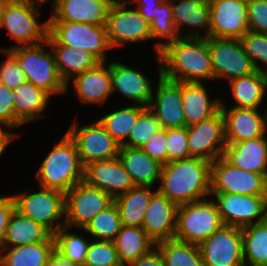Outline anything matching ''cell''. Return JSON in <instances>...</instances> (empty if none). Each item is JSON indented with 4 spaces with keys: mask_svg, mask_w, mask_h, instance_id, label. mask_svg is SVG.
Instances as JSON below:
<instances>
[{
    "mask_svg": "<svg viewBox=\"0 0 267 266\" xmlns=\"http://www.w3.org/2000/svg\"><path fill=\"white\" fill-rule=\"evenodd\" d=\"M84 181L92 187L105 191L113 198L135 187L118 157L86 165Z\"/></svg>",
    "mask_w": 267,
    "mask_h": 266,
    "instance_id": "44dd1931",
    "label": "cell"
},
{
    "mask_svg": "<svg viewBox=\"0 0 267 266\" xmlns=\"http://www.w3.org/2000/svg\"><path fill=\"white\" fill-rule=\"evenodd\" d=\"M114 198L105 191L88 185L84 180L65 193V226L83 230Z\"/></svg>",
    "mask_w": 267,
    "mask_h": 266,
    "instance_id": "9c48e42d",
    "label": "cell"
},
{
    "mask_svg": "<svg viewBox=\"0 0 267 266\" xmlns=\"http://www.w3.org/2000/svg\"><path fill=\"white\" fill-rule=\"evenodd\" d=\"M110 62L112 93L117 90L134 104L148 107L154 86L150 77L147 78L146 74L133 66L117 61Z\"/></svg>",
    "mask_w": 267,
    "mask_h": 266,
    "instance_id": "ffe728a7",
    "label": "cell"
},
{
    "mask_svg": "<svg viewBox=\"0 0 267 266\" xmlns=\"http://www.w3.org/2000/svg\"><path fill=\"white\" fill-rule=\"evenodd\" d=\"M209 37L240 39L247 28V0H208Z\"/></svg>",
    "mask_w": 267,
    "mask_h": 266,
    "instance_id": "ac0fdd59",
    "label": "cell"
},
{
    "mask_svg": "<svg viewBox=\"0 0 267 266\" xmlns=\"http://www.w3.org/2000/svg\"><path fill=\"white\" fill-rule=\"evenodd\" d=\"M162 129L157 117L147 108L139 117L123 146L142 148Z\"/></svg>",
    "mask_w": 267,
    "mask_h": 266,
    "instance_id": "b9f144b4",
    "label": "cell"
},
{
    "mask_svg": "<svg viewBox=\"0 0 267 266\" xmlns=\"http://www.w3.org/2000/svg\"><path fill=\"white\" fill-rule=\"evenodd\" d=\"M210 193L267 195V177L235 167L222 156L211 162Z\"/></svg>",
    "mask_w": 267,
    "mask_h": 266,
    "instance_id": "8fae6325",
    "label": "cell"
},
{
    "mask_svg": "<svg viewBox=\"0 0 267 266\" xmlns=\"http://www.w3.org/2000/svg\"><path fill=\"white\" fill-rule=\"evenodd\" d=\"M38 185L67 193L76 183L84 180L75 142L67 133L46 154L36 171Z\"/></svg>",
    "mask_w": 267,
    "mask_h": 266,
    "instance_id": "3957f363",
    "label": "cell"
},
{
    "mask_svg": "<svg viewBox=\"0 0 267 266\" xmlns=\"http://www.w3.org/2000/svg\"><path fill=\"white\" fill-rule=\"evenodd\" d=\"M36 242H55V239L47 228L15 209L0 248H13Z\"/></svg>",
    "mask_w": 267,
    "mask_h": 266,
    "instance_id": "f1b7e54d",
    "label": "cell"
},
{
    "mask_svg": "<svg viewBox=\"0 0 267 266\" xmlns=\"http://www.w3.org/2000/svg\"><path fill=\"white\" fill-rule=\"evenodd\" d=\"M54 251L55 242L0 248V266H47Z\"/></svg>",
    "mask_w": 267,
    "mask_h": 266,
    "instance_id": "836d02e7",
    "label": "cell"
},
{
    "mask_svg": "<svg viewBox=\"0 0 267 266\" xmlns=\"http://www.w3.org/2000/svg\"><path fill=\"white\" fill-rule=\"evenodd\" d=\"M66 133L75 142L83 167L91 162L115 159L118 156L120 145L97 119L82 127L74 121Z\"/></svg>",
    "mask_w": 267,
    "mask_h": 266,
    "instance_id": "7c38bea8",
    "label": "cell"
},
{
    "mask_svg": "<svg viewBox=\"0 0 267 266\" xmlns=\"http://www.w3.org/2000/svg\"><path fill=\"white\" fill-rule=\"evenodd\" d=\"M47 266H78L68 259H65L60 253L56 250L51 254Z\"/></svg>",
    "mask_w": 267,
    "mask_h": 266,
    "instance_id": "11a10c76",
    "label": "cell"
},
{
    "mask_svg": "<svg viewBox=\"0 0 267 266\" xmlns=\"http://www.w3.org/2000/svg\"><path fill=\"white\" fill-rule=\"evenodd\" d=\"M204 83L182 82L186 127L210 118L220 110L221 97L210 99Z\"/></svg>",
    "mask_w": 267,
    "mask_h": 266,
    "instance_id": "83f0119b",
    "label": "cell"
},
{
    "mask_svg": "<svg viewBox=\"0 0 267 266\" xmlns=\"http://www.w3.org/2000/svg\"><path fill=\"white\" fill-rule=\"evenodd\" d=\"M158 64V83L156 92L153 91L150 111L157 117L164 129L186 127V117L182 101V82H173L161 76V62L159 55L156 57ZM155 97V98H154Z\"/></svg>",
    "mask_w": 267,
    "mask_h": 266,
    "instance_id": "2e32d148",
    "label": "cell"
},
{
    "mask_svg": "<svg viewBox=\"0 0 267 266\" xmlns=\"http://www.w3.org/2000/svg\"><path fill=\"white\" fill-rule=\"evenodd\" d=\"M49 46L79 48L93 54L100 62H107L106 52L112 49L105 25L67 21H48ZM107 50V51H106Z\"/></svg>",
    "mask_w": 267,
    "mask_h": 266,
    "instance_id": "8992f818",
    "label": "cell"
},
{
    "mask_svg": "<svg viewBox=\"0 0 267 266\" xmlns=\"http://www.w3.org/2000/svg\"><path fill=\"white\" fill-rule=\"evenodd\" d=\"M117 157L134 186L153 187L159 182L163 164L151 158L142 148L120 146Z\"/></svg>",
    "mask_w": 267,
    "mask_h": 266,
    "instance_id": "4316f807",
    "label": "cell"
},
{
    "mask_svg": "<svg viewBox=\"0 0 267 266\" xmlns=\"http://www.w3.org/2000/svg\"><path fill=\"white\" fill-rule=\"evenodd\" d=\"M48 21L106 25L110 6L100 0H52Z\"/></svg>",
    "mask_w": 267,
    "mask_h": 266,
    "instance_id": "cb8c5ba5",
    "label": "cell"
},
{
    "mask_svg": "<svg viewBox=\"0 0 267 266\" xmlns=\"http://www.w3.org/2000/svg\"><path fill=\"white\" fill-rule=\"evenodd\" d=\"M148 107L142 105H130L121 107L113 112L103 115L97 119L104 129L112 136V138L120 145L123 146L128 139L131 129L138 120V117Z\"/></svg>",
    "mask_w": 267,
    "mask_h": 266,
    "instance_id": "d590c367",
    "label": "cell"
},
{
    "mask_svg": "<svg viewBox=\"0 0 267 266\" xmlns=\"http://www.w3.org/2000/svg\"><path fill=\"white\" fill-rule=\"evenodd\" d=\"M223 226L213 199L204 198L178 206L174 239L199 246Z\"/></svg>",
    "mask_w": 267,
    "mask_h": 266,
    "instance_id": "52a82bcc",
    "label": "cell"
},
{
    "mask_svg": "<svg viewBox=\"0 0 267 266\" xmlns=\"http://www.w3.org/2000/svg\"><path fill=\"white\" fill-rule=\"evenodd\" d=\"M220 110L225 119L226 143H237L262 137L267 133V109L235 108L226 106L221 99Z\"/></svg>",
    "mask_w": 267,
    "mask_h": 266,
    "instance_id": "d6986e66",
    "label": "cell"
},
{
    "mask_svg": "<svg viewBox=\"0 0 267 266\" xmlns=\"http://www.w3.org/2000/svg\"><path fill=\"white\" fill-rule=\"evenodd\" d=\"M127 4L129 2L124 1L109 8L105 26L112 49L124 44L152 40L150 23L136 8L128 9Z\"/></svg>",
    "mask_w": 267,
    "mask_h": 266,
    "instance_id": "4fadbf2b",
    "label": "cell"
},
{
    "mask_svg": "<svg viewBox=\"0 0 267 266\" xmlns=\"http://www.w3.org/2000/svg\"><path fill=\"white\" fill-rule=\"evenodd\" d=\"M167 129H160L143 147L142 150L161 164L167 163Z\"/></svg>",
    "mask_w": 267,
    "mask_h": 266,
    "instance_id": "681fc988",
    "label": "cell"
},
{
    "mask_svg": "<svg viewBox=\"0 0 267 266\" xmlns=\"http://www.w3.org/2000/svg\"><path fill=\"white\" fill-rule=\"evenodd\" d=\"M188 150L191 157L214 162L224 154L225 119L221 110L198 124L187 127Z\"/></svg>",
    "mask_w": 267,
    "mask_h": 266,
    "instance_id": "9a60e30c",
    "label": "cell"
},
{
    "mask_svg": "<svg viewBox=\"0 0 267 266\" xmlns=\"http://www.w3.org/2000/svg\"><path fill=\"white\" fill-rule=\"evenodd\" d=\"M223 157L235 167L267 177V133L254 139L227 143Z\"/></svg>",
    "mask_w": 267,
    "mask_h": 266,
    "instance_id": "484cf974",
    "label": "cell"
},
{
    "mask_svg": "<svg viewBox=\"0 0 267 266\" xmlns=\"http://www.w3.org/2000/svg\"><path fill=\"white\" fill-rule=\"evenodd\" d=\"M210 196L224 226L242 229L267 219V195L210 193Z\"/></svg>",
    "mask_w": 267,
    "mask_h": 266,
    "instance_id": "30bf717a",
    "label": "cell"
},
{
    "mask_svg": "<svg viewBox=\"0 0 267 266\" xmlns=\"http://www.w3.org/2000/svg\"><path fill=\"white\" fill-rule=\"evenodd\" d=\"M122 266L148 254L155 242L142 227L123 226L113 240Z\"/></svg>",
    "mask_w": 267,
    "mask_h": 266,
    "instance_id": "d6a6232c",
    "label": "cell"
},
{
    "mask_svg": "<svg viewBox=\"0 0 267 266\" xmlns=\"http://www.w3.org/2000/svg\"><path fill=\"white\" fill-rule=\"evenodd\" d=\"M12 92V89L0 82V124L14 130L23 125L15 118Z\"/></svg>",
    "mask_w": 267,
    "mask_h": 266,
    "instance_id": "c3c4849f",
    "label": "cell"
},
{
    "mask_svg": "<svg viewBox=\"0 0 267 266\" xmlns=\"http://www.w3.org/2000/svg\"><path fill=\"white\" fill-rule=\"evenodd\" d=\"M122 227L120 214L113 202L109 207L98 213L81 231L88 233L93 240L113 241Z\"/></svg>",
    "mask_w": 267,
    "mask_h": 266,
    "instance_id": "60d3db41",
    "label": "cell"
},
{
    "mask_svg": "<svg viewBox=\"0 0 267 266\" xmlns=\"http://www.w3.org/2000/svg\"><path fill=\"white\" fill-rule=\"evenodd\" d=\"M18 136L19 135L16 132H12V128L0 124V158L2 157V154L5 153L4 151H6V147H8Z\"/></svg>",
    "mask_w": 267,
    "mask_h": 266,
    "instance_id": "db71d44e",
    "label": "cell"
},
{
    "mask_svg": "<svg viewBox=\"0 0 267 266\" xmlns=\"http://www.w3.org/2000/svg\"><path fill=\"white\" fill-rule=\"evenodd\" d=\"M167 163L190 158L187 127L167 129Z\"/></svg>",
    "mask_w": 267,
    "mask_h": 266,
    "instance_id": "f6af8a7d",
    "label": "cell"
},
{
    "mask_svg": "<svg viewBox=\"0 0 267 266\" xmlns=\"http://www.w3.org/2000/svg\"><path fill=\"white\" fill-rule=\"evenodd\" d=\"M156 191L152 187L135 186L114 198L123 226L142 227L144 214Z\"/></svg>",
    "mask_w": 267,
    "mask_h": 266,
    "instance_id": "1f68e13d",
    "label": "cell"
},
{
    "mask_svg": "<svg viewBox=\"0 0 267 266\" xmlns=\"http://www.w3.org/2000/svg\"><path fill=\"white\" fill-rule=\"evenodd\" d=\"M125 266H165L160 251L154 247L148 254L139 257Z\"/></svg>",
    "mask_w": 267,
    "mask_h": 266,
    "instance_id": "f5cc1de1",
    "label": "cell"
},
{
    "mask_svg": "<svg viewBox=\"0 0 267 266\" xmlns=\"http://www.w3.org/2000/svg\"><path fill=\"white\" fill-rule=\"evenodd\" d=\"M245 266H267V219L241 229Z\"/></svg>",
    "mask_w": 267,
    "mask_h": 266,
    "instance_id": "8d00e7d4",
    "label": "cell"
},
{
    "mask_svg": "<svg viewBox=\"0 0 267 266\" xmlns=\"http://www.w3.org/2000/svg\"><path fill=\"white\" fill-rule=\"evenodd\" d=\"M150 30L155 43L156 56L170 43L177 41L180 36L174 26L171 3L163 1L157 7L154 18L150 22Z\"/></svg>",
    "mask_w": 267,
    "mask_h": 266,
    "instance_id": "f35d334b",
    "label": "cell"
},
{
    "mask_svg": "<svg viewBox=\"0 0 267 266\" xmlns=\"http://www.w3.org/2000/svg\"><path fill=\"white\" fill-rule=\"evenodd\" d=\"M214 80L230 81L256 72L254 64L238 39L208 37Z\"/></svg>",
    "mask_w": 267,
    "mask_h": 266,
    "instance_id": "5bb4252c",
    "label": "cell"
},
{
    "mask_svg": "<svg viewBox=\"0 0 267 266\" xmlns=\"http://www.w3.org/2000/svg\"><path fill=\"white\" fill-rule=\"evenodd\" d=\"M45 46L50 47L47 40L38 45L0 47V50H8L16 58L27 82L44 90L50 96L66 94V84L57 71L54 53L51 47L50 51H47Z\"/></svg>",
    "mask_w": 267,
    "mask_h": 266,
    "instance_id": "277c9868",
    "label": "cell"
},
{
    "mask_svg": "<svg viewBox=\"0 0 267 266\" xmlns=\"http://www.w3.org/2000/svg\"><path fill=\"white\" fill-rule=\"evenodd\" d=\"M239 40L256 71L267 75V34L247 31Z\"/></svg>",
    "mask_w": 267,
    "mask_h": 266,
    "instance_id": "7bdbcfd3",
    "label": "cell"
},
{
    "mask_svg": "<svg viewBox=\"0 0 267 266\" xmlns=\"http://www.w3.org/2000/svg\"><path fill=\"white\" fill-rule=\"evenodd\" d=\"M68 231L69 227L63 226L53 234L55 250L72 263L84 266L91 239L87 238L86 240V237L81 236L79 233Z\"/></svg>",
    "mask_w": 267,
    "mask_h": 266,
    "instance_id": "ab89813d",
    "label": "cell"
},
{
    "mask_svg": "<svg viewBox=\"0 0 267 266\" xmlns=\"http://www.w3.org/2000/svg\"><path fill=\"white\" fill-rule=\"evenodd\" d=\"M247 28L267 34V0H247Z\"/></svg>",
    "mask_w": 267,
    "mask_h": 266,
    "instance_id": "7dc6e473",
    "label": "cell"
},
{
    "mask_svg": "<svg viewBox=\"0 0 267 266\" xmlns=\"http://www.w3.org/2000/svg\"><path fill=\"white\" fill-rule=\"evenodd\" d=\"M84 266H122L113 241L91 239Z\"/></svg>",
    "mask_w": 267,
    "mask_h": 266,
    "instance_id": "ee69618b",
    "label": "cell"
},
{
    "mask_svg": "<svg viewBox=\"0 0 267 266\" xmlns=\"http://www.w3.org/2000/svg\"><path fill=\"white\" fill-rule=\"evenodd\" d=\"M204 266H245L241 228L223 226L199 245Z\"/></svg>",
    "mask_w": 267,
    "mask_h": 266,
    "instance_id": "e0dca14e",
    "label": "cell"
},
{
    "mask_svg": "<svg viewBox=\"0 0 267 266\" xmlns=\"http://www.w3.org/2000/svg\"><path fill=\"white\" fill-rule=\"evenodd\" d=\"M48 0H25L8 2L5 6L0 28H5L10 38L16 42L14 46L38 45L48 35V20L39 23L41 7Z\"/></svg>",
    "mask_w": 267,
    "mask_h": 266,
    "instance_id": "5b68a950",
    "label": "cell"
},
{
    "mask_svg": "<svg viewBox=\"0 0 267 266\" xmlns=\"http://www.w3.org/2000/svg\"><path fill=\"white\" fill-rule=\"evenodd\" d=\"M165 266H204L198 245L172 240L155 243Z\"/></svg>",
    "mask_w": 267,
    "mask_h": 266,
    "instance_id": "74e56055",
    "label": "cell"
},
{
    "mask_svg": "<svg viewBox=\"0 0 267 266\" xmlns=\"http://www.w3.org/2000/svg\"><path fill=\"white\" fill-rule=\"evenodd\" d=\"M15 209V201L11 193L0 196V245L4 241L7 226Z\"/></svg>",
    "mask_w": 267,
    "mask_h": 266,
    "instance_id": "f907efd6",
    "label": "cell"
},
{
    "mask_svg": "<svg viewBox=\"0 0 267 266\" xmlns=\"http://www.w3.org/2000/svg\"><path fill=\"white\" fill-rule=\"evenodd\" d=\"M235 108H261L267 92V75L258 71L228 81Z\"/></svg>",
    "mask_w": 267,
    "mask_h": 266,
    "instance_id": "4dcf8cb0",
    "label": "cell"
},
{
    "mask_svg": "<svg viewBox=\"0 0 267 266\" xmlns=\"http://www.w3.org/2000/svg\"><path fill=\"white\" fill-rule=\"evenodd\" d=\"M39 189L33 193L26 190L13 194L15 207L21 214L43 225L54 234L65 226V220L63 219L65 218V194L58 190L40 186Z\"/></svg>",
    "mask_w": 267,
    "mask_h": 266,
    "instance_id": "ba28073f",
    "label": "cell"
},
{
    "mask_svg": "<svg viewBox=\"0 0 267 266\" xmlns=\"http://www.w3.org/2000/svg\"><path fill=\"white\" fill-rule=\"evenodd\" d=\"M171 7L174 26L180 37H209L210 5L208 0H176L171 2ZM185 26H189V31L182 33L184 31L181 28ZM200 29H203L205 34H202Z\"/></svg>",
    "mask_w": 267,
    "mask_h": 266,
    "instance_id": "d4e9b609",
    "label": "cell"
},
{
    "mask_svg": "<svg viewBox=\"0 0 267 266\" xmlns=\"http://www.w3.org/2000/svg\"><path fill=\"white\" fill-rule=\"evenodd\" d=\"M164 1H167V2L171 3V2L176 1V0H164Z\"/></svg>",
    "mask_w": 267,
    "mask_h": 266,
    "instance_id": "91938a15",
    "label": "cell"
},
{
    "mask_svg": "<svg viewBox=\"0 0 267 266\" xmlns=\"http://www.w3.org/2000/svg\"><path fill=\"white\" fill-rule=\"evenodd\" d=\"M129 4H136L137 11L149 23L154 18L157 7L162 4L164 0H127Z\"/></svg>",
    "mask_w": 267,
    "mask_h": 266,
    "instance_id": "816d5d0a",
    "label": "cell"
},
{
    "mask_svg": "<svg viewBox=\"0 0 267 266\" xmlns=\"http://www.w3.org/2000/svg\"><path fill=\"white\" fill-rule=\"evenodd\" d=\"M161 76L173 82L214 80L208 37H180L159 54Z\"/></svg>",
    "mask_w": 267,
    "mask_h": 266,
    "instance_id": "6da1fadb",
    "label": "cell"
},
{
    "mask_svg": "<svg viewBox=\"0 0 267 266\" xmlns=\"http://www.w3.org/2000/svg\"><path fill=\"white\" fill-rule=\"evenodd\" d=\"M7 58L0 63V82L15 89L26 81L24 71L20 68L16 58L8 50H0Z\"/></svg>",
    "mask_w": 267,
    "mask_h": 266,
    "instance_id": "bcb514c9",
    "label": "cell"
},
{
    "mask_svg": "<svg viewBox=\"0 0 267 266\" xmlns=\"http://www.w3.org/2000/svg\"><path fill=\"white\" fill-rule=\"evenodd\" d=\"M7 3H8L7 0H0V22H1L2 15H3L4 9Z\"/></svg>",
    "mask_w": 267,
    "mask_h": 266,
    "instance_id": "6f0895ef",
    "label": "cell"
},
{
    "mask_svg": "<svg viewBox=\"0 0 267 266\" xmlns=\"http://www.w3.org/2000/svg\"><path fill=\"white\" fill-rule=\"evenodd\" d=\"M178 206L156 191L144 214L142 229L155 242L172 240L176 231Z\"/></svg>",
    "mask_w": 267,
    "mask_h": 266,
    "instance_id": "603a6c76",
    "label": "cell"
},
{
    "mask_svg": "<svg viewBox=\"0 0 267 266\" xmlns=\"http://www.w3.org/2000/svg\"><path fill=\"white\" fill-rule=\"evenodd\" d=\"M8 2H13V1H25V0H7Z\"/></svg>",
    "mask_w": 267,
    "mask_h": 266,
    "instance_id": "680465c9",
    "label": "cell"
},
{
    "mask_svg": "<svg viewBox=\"0 0 267 266\" xmlns=\"http://www.w3.org/2000/svg\"><path fill=\"white\" fill-rule=\"evenodd\" d=\"M60 78L67 84L73 77L95 68L100 61L90 52L67 46H50Z\"/></svg>",
    "mask_w": 267,
    "mask_h": 266,
    "instance_id": "e575fe53",
    "label": "cell"
},
{
    "mask_svg": "<svg viewBox=\"0 0 267 266\" xmlns=\"http://www.w3.org/2000/svg\"><path fill=\"white\" fill-rule=\"evenodd\" d=\"M104 3H106L107 5H109L110 7H112L113 5H116L117 3H121L127 0H100Z\"/></svg>",
    "mask_w": 267,
    "mask_h": 266,
    "instance_id": "9f6ffc18",
    "label": "cell"
},
{
    "mask_svg": "<svg viewBox=\"0 0 267 266\" xmlns=\"http://www.w3.org/2000/svg\"><path fill=\"white\" fill-rule=\"evenodd\" d=\"M50 97L30 82L18 85L12 92L15 118L25 126L34 119L43 117L41 114L48 107Z\"/></svg>",
    "mask_w": 267,
    "mask_h": 266,
    "instance_id": "f546056e",
    "label": "cell"
},
{
    "mask_svg": "<svg viewBox=\"0 0 267 266\" xmlns=\"http://www.w3.org/2000/svg\"><path fill=\"white\" fill-rule=\"evenodd\" d=\"M211 162L198 157L170 161L162 166L156 189L177 206L210 197Z\"/></svg>",
    "mask_w": 267,
    "mask_h": 266,
    "instance_id": "7a4b0ae2",
    "label": "cell"
},
{
    "mask_svg": "<svg viewBox=\"0 0 267 266\" xmlns=\"http://www.w3.org/2000/svg\"><path fill=\"white\" fill-rule=\"evenodd\" d=\"M100 62L95 68L87 70L73 77L66 84V91L70 83L73 84L74 94L79 102L87 105L102 106L112 93L110 62Z\"/></svg>",
    "mask_w": 267,
    "mask_h": 266,
    "instance_id": "7402d4cb",
    "label": "cell"
}]
</instances>
